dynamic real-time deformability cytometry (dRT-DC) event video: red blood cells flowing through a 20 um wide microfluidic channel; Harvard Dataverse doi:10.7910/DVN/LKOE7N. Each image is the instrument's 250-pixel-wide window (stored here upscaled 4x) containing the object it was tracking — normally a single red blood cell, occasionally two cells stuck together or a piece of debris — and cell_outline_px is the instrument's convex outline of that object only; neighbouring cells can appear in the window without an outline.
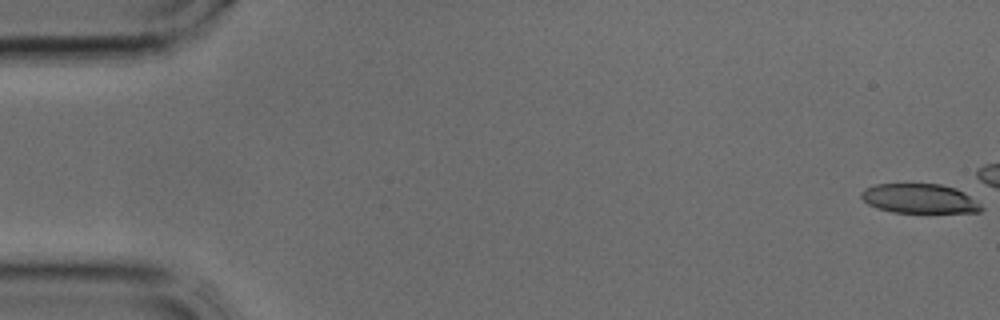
{"species": "common noctule bat (a hibernating species)", "species_latin": "Nyctalus noctula", "temperature_condition": "cold", "stored_images_in_passage": 12, "camera_frame_rate_fps": 3000, "um_per_image_px": 0.085, "animal": {"sex": "male", "body_mass_g": 17.9, "forearm_length_mm": 54.2}, "frame": {"image": 1, "passage_image": 1, "time_ms": 0.0, "image_size_px": [1000, 320], "cell_outline_px": [[984, 208], [980, 212], [892, 212], [876, 208], [868, 204], [860, 196], [860, 192], [864, 188], [876, 184], [940, 184], [956, 188], [964, 192], [980, 204]], "centroid_in_image_um": [78.13, 16.87], "position_along_channel_um": 6.9, "area_um2": 20.58}}